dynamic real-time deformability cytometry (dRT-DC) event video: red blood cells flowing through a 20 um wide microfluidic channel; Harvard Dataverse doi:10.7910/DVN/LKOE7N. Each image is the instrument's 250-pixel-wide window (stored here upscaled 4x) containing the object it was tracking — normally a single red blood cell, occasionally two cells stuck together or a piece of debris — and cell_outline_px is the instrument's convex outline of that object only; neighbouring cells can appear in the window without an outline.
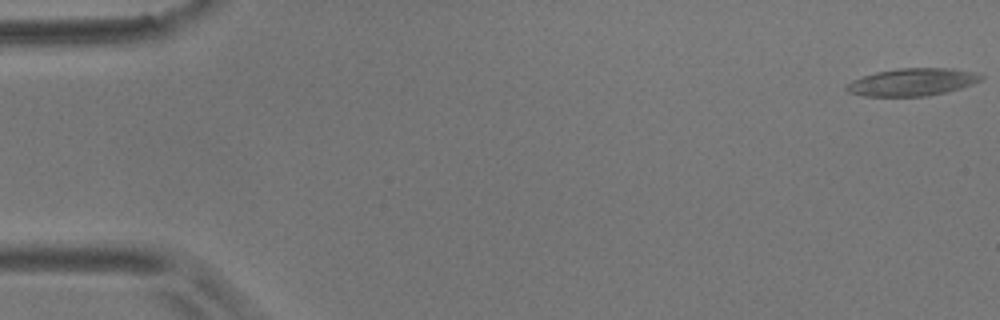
{"species": "common noctule bat (a hibernating species)", "species_latin": "Nyctalus noctula", "temperature_condition": "room temperature", "stored_images_in_passage": 58, "camera_frame_rate_fps": 3000, "um_per_image_px": 0.085, "animal": {"sex": "male", "body_mass_g": 17.9}, "frame": {"image": 1, "passage_image": 1, "time_ms": 0.0, "image_size_px": [1000, 320], "cell_outline_px": [[984, 76], [980, 80], [972, 84], [960, 88], [928, 96], [864, 96], [848, 92], [844, 88], [852, 80], [876, 72], [900, 68], [952, 68], [972, 72]], "centroid_in_image_um": [77.52, 6.98], "position_along_channel_um": 7.5, "area_um2": 21.33}}
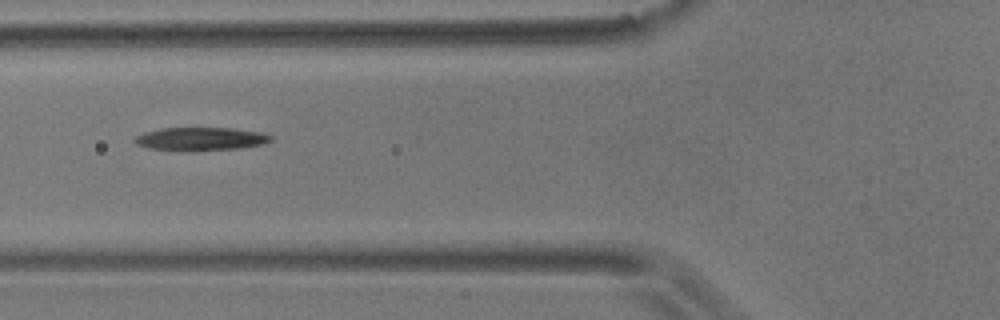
{"frame": {"image": 2, "passage_image": 22, "time_ms": 7.0, "image_size_px": [1000, 320], "cell_outline_px": [[272, 140], [264, 144], [240, 148], [184, 152], [180, 152], [148, 148], [136, 144], [132, 140], [136, 136], [144, 132], [160, 128], [232, 128], [260, 132], [272, 136]], "centroid_in_image_um": [17.01, 11.82], "position_along_channel_um": 108.8, "area_um2": 18.79}}
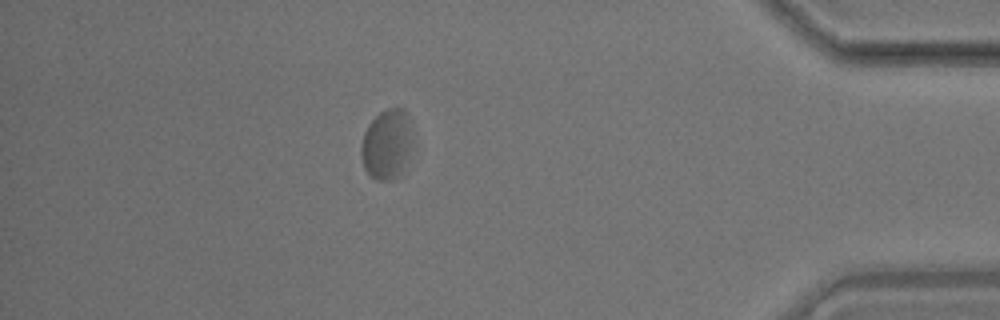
{"frame": {"image": 3, "passage_image": 51, "time_ms": 16.667, "image_size_px": [1000, 320], "cell_outline_px": [[412, 148], [400, 176], [388, 180], [376, 180], [364, 168], [360, 152], [360, 148], [364, 132], [368, 124], [380, 112], [388, 108], [404, 108], [412, 132]], "centroid_in_image_um": [32.88, 12.27], "position_along_channel_um": 402.3, "area_um2": 21.04}, "authors_computed_cell_mechanics": {"area_um2": 20.0566, "velocity_mm_per_s": 3.4653, "shape_relaxation_time_tau1_ms": null, "shape_relaxation_time_tau2_ms": 2.3391, "deformation_change_tau1": null, "deformation_change_tau2": 0.0671}}